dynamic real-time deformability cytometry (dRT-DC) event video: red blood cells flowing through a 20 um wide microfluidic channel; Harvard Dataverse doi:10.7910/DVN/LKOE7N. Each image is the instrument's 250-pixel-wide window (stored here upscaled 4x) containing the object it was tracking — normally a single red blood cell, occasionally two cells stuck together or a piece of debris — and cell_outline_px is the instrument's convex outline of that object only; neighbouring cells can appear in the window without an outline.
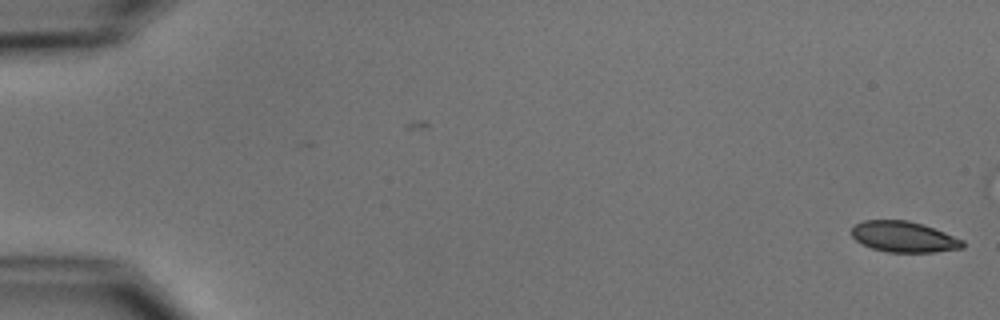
{"species": "common noctule bat (a hibernating species)", "species_latin": "Nyctalus noctula", "temperature_condition": "cold", "stored_images_in_passage": 5, "camera_frame_rate_fps": 3000, "um_per_image_px": 0.085, "animal": {"sex": "male", "body_mass_g": 15.6}, "frame": {"image": 1, "passage_image": 5, "time_ms": 1.333, "image_size_px": [1000, 320], "cell_outline_px": [[964, 248], [932, 252], [888, 252], [872, 248], [856, 240], [852, 236], [852, 228], [856, 224], [864, 220], [908, 220], [944, 232], [964, 240]], "centroid_in_image_um": [76.83, 20.13], "position_along_channel_um": 8.2, "area_um2": 19.71}}